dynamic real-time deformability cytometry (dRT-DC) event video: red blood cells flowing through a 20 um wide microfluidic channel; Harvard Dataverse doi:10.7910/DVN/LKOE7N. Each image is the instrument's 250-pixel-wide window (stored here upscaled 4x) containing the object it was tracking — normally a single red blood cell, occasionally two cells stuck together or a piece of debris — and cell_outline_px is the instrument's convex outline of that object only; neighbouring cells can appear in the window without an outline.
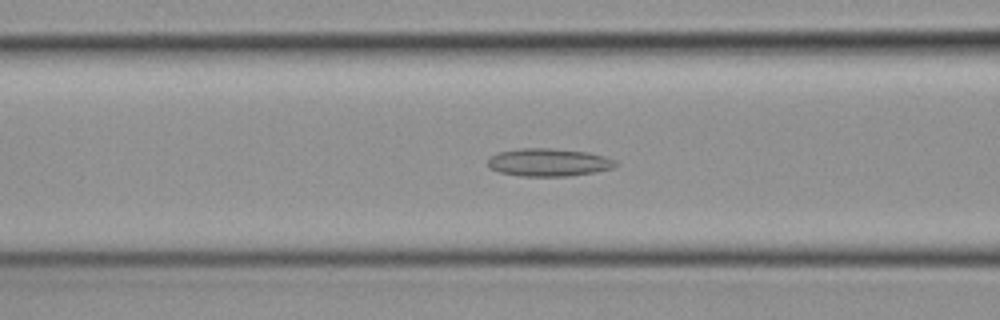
{"species": "common noctule bat (a hibernating species)", "species_latin": "Nyctalus noctula", "temperature_condition": "cold", "stored_images_in_passage": 44, "camera_frame_rate_fps": 3000, "um_per_image_px": 0.085, "animal": {"sex": "female", "body_mass_g": 19.3, "forearm_length_mm": 54.1}, "frame": {"image": 1, "passage_image": 14, "time_ms": 4.333, "image_size_px": [1000, 320], "cell_outline_px": [[620, 164], [612, 168], [596, 172], [568, 176], [520, 176], [500, 172], [488, 168], [488, 160], [492, 156], [500, 152], [520, 148], [548, 148], [588, 152], [604, 156], [616, 160]], "centroid_in_image_um": [46.67, 13.8], "position_along_channel_um": 119.9, "area_um2": 20.75}}
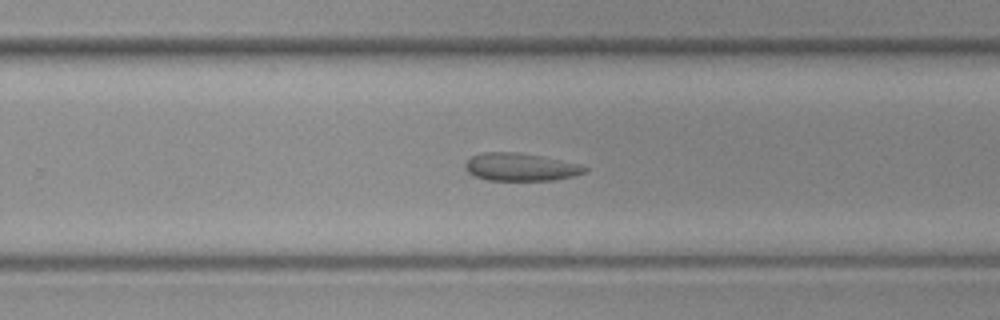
{"frame": {"image": 2, "passage_image": 26, "time_ms": 8.333, "image_size_px": [1000, 320], "cell_outline_px": [[588, 168], [584, 172], [572, 176], [552, 180], [488, 180], [476, 176], [468, 172], [464, 168], [464, 164], [472, 156], [484, 152], [516, 152], [540, 156], [580, 164]], "centroid_in_image_um": [44.21, 14.19], "position_along_channel_um": 285.6, "area_um2": 19.07}}
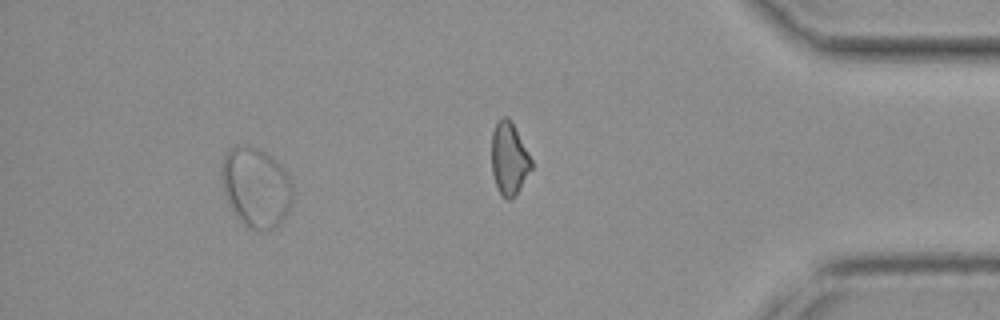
{"frame": {"image": 3, "passage_image": 40, "time_ms": 13.0, "image_size_px": [1000, 320], "cell_outline_px": [[292, 200], [284, 220], [280, 224], [272, 228], [256, 232], [248, 228], [232, 212], [224, 192], [220, 172], [224, 156], [228, 148], [236, 144], [244, 144], [256, 148], [264, 152], [288, 176], [292, 188]], "centroid_in_image_um": [21.71, 15.95], "position_along_channel_um": 413.5, "area_um2": 32.95}}